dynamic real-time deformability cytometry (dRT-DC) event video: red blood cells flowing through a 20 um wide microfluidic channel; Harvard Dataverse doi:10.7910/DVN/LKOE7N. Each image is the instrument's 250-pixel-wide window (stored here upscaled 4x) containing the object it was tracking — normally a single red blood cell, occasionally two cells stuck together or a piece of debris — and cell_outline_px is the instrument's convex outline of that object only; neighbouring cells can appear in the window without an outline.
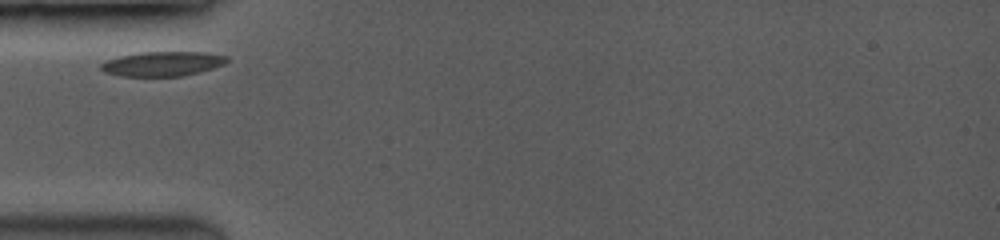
{"species": "common noctule bat (a hibernating species)", "species_latin": "Nyctalus noctula", "temperature_condition": "room temperature", "stored_images_in_passage": 36, "camera_frame_rate_fps": 3500, "um_per_image_px": 0.085, "animal": {"sex": "female", "body_mass_g": 19.0, "forearm_length_mm": 53.3}, "frame": {"image": 1, "passage_image": 1, "time_ms": 0.0, "image_size_px": [1000, 240], "cell_outline_px": [[228, 60], [224, 64], [200, 72], [180, 76], [120, 76], [104, 72], [100, 68], [100, 64], [104, 60], [120, 56], [140, 52], [208, 52], [228, 56]], "centroid_in_image_um": [13.8, 5.41], "position_along_channel_um": 71.2, "area_um2": 18.15}}
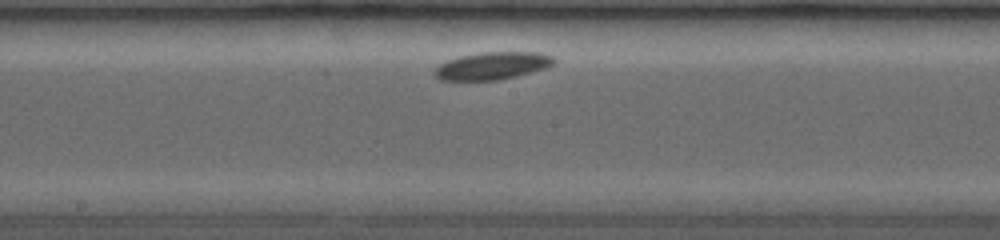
{"frame": {"image": 2, "passage_image": 15, "time_ms": 3.714, "image_size_px": [1000, 240], "cell_outline_px": [[556, 60], [548, 68], [516, 76], [496, 80], [440, 80], [432, 72], [444, 60], [460, 56], [480, 52], [540, 52], [552, 56]], "centroid_in_image_um": [41.84, 5.58], "position_along_channel_um": 206.4, "area_um2": 19.25}}
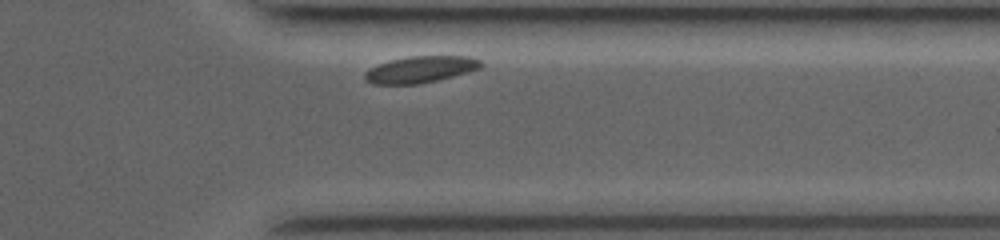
{"frame": {"image": 3, "passage_image": 34, "time_ms": 8.286, "image_size_px": [1000, 240], "cell_outline_px": [[484, 64], [480, 68], [468, 72], [420, 84], [376, 84], [368, 80], [364, 76], [364, 72], [368, 68], [392, 60], [408, 56], [468, 56], [480, 60]], "centroid_in_image_um": [35.76, 5.89], "position_along_channel_um": 375.6, "area_um2": 17.8}}